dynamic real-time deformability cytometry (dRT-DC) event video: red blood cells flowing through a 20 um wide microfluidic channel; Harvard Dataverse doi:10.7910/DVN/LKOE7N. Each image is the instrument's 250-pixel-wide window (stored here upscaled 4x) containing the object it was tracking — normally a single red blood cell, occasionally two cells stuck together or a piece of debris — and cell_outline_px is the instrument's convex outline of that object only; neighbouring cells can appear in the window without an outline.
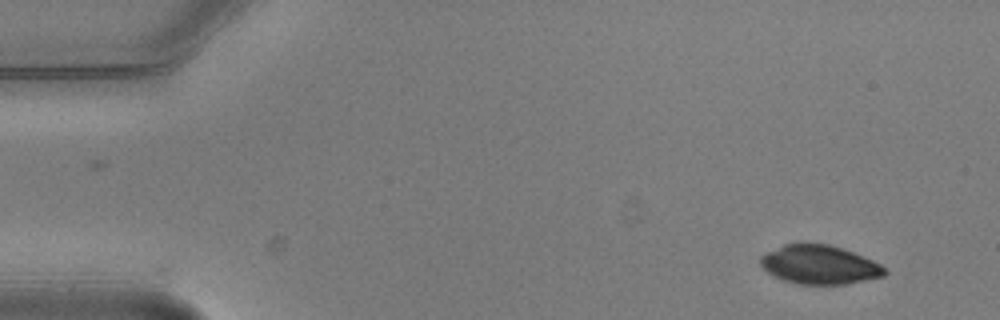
{"species": "common noctule bat (a hibernating species)", "species_latin": "Nyctalus noctula", "temperature_condition": "warm", "stored_images_in_passage": 6, "camera_frame_rate_fps": 3000, "um_per_image_px": 0.085, "animal": {"sex": "male", "body_mass_g": 20.5, "forearm_length_mm": 52.5}, "frame": {"image": 1, "passage_image": 1, "time_ms": 0.0, "image_size_px": [1000, 320], "cell_outline_px": [[888, 272], [884, 276], [844, 284], [796, 284], [784, 280], [768, 272], [760, 264], [760, 256], [784, 244], [800, 240], [828, 244], [844, 248], [864, 256], [880, 264]], "centroid_in_image_um": [69.65, 22.46], "position_along_channel_um": 15.4, "area_um2": 28.5}}